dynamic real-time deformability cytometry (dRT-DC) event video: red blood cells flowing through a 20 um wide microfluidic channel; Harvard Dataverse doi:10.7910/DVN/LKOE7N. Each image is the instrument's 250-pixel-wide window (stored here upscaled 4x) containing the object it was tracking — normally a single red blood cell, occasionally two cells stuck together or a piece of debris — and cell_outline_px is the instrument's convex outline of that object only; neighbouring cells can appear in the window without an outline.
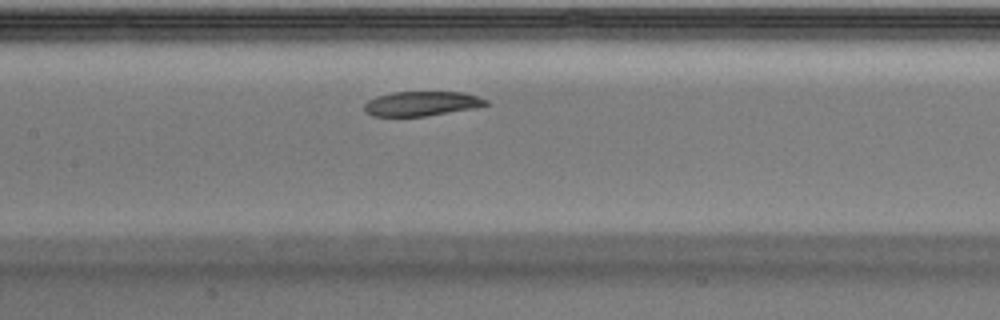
{"species": "Egyptian fruit bat (a non-hibernating species)", "species_latin": "Rousettus aegyptiacus", "temperature_condition": "warm", "stored_images_in_passage": 32, "camera_frame_rate_fps": 3000, "um_per_image_px": 0.085, "animal": {"sex": "male"}, "frame": {"image": 1, "passage_image": 10, "time_ms": 3.0, "image_size_px": [1000, 320], "cell_outline_px": [[488, 104], [480, 108], [424, 116], [372, 116], [364, 112], [364, 104], [368, 100], [376, 96], [392, 92], [464, 92], [488, 100]], "centroid_in_image_um": [35.85, 8.81], "position_along_channel_um": 171.6, "area_um2": 17.63}}
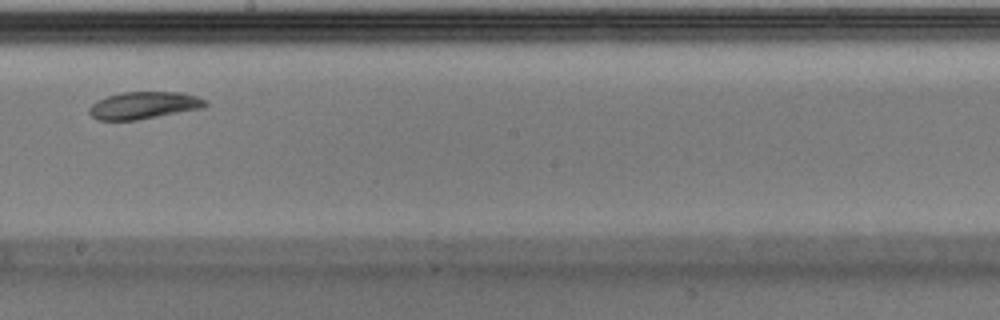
{"frame": {"image": 2, "passage_image": 14, "time_ms": 4.333, "image_size_px": [1000, 320], "cell_outline_px": [[208, 104], [204, 108], [136, 120], [96, 120], [88, 112], [88, 108], [96, 100], [108, 96], [124, 92], [184, 92], [196, 96], [204, 100]], "centroid_in_image_um": [12.21, 8.95], "position_along_channel_um": 236.0, "area_um2": 18.44}}